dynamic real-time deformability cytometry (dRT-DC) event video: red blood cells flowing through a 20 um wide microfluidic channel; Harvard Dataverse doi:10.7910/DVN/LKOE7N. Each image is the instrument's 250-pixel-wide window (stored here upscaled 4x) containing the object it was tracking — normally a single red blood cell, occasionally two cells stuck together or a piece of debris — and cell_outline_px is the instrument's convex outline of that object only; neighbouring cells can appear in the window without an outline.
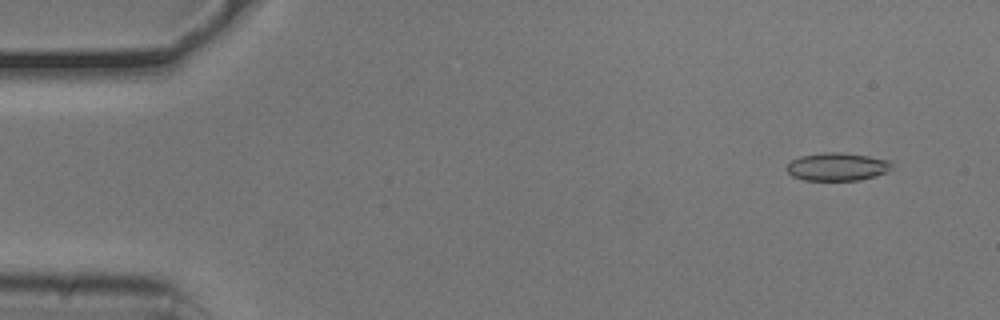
{"species": "common noctule bat (a hibernating species)", "species_latin": "Nyctalus noctula", "temperature_condition": "cold", "stored_images_in_passage": 11, "camera_frame_rate_fps": 3000, "um_per_image_px": 0.085, "animal": {"sex": "male", "body_mass_g": 20.5, "forearm_length_mm": 52.5}, "frame": {"image": 1, "passage_image": 4, "time_ms": 1.0, "image_size_px": [1000, 320], "cell_outline_px": [[892, 168], [888, 172], [876, 176], [860, 180], [804, 180], [792, 176], [788, 172], [788, 164], [792, 160], [800, 156], [824, 152], [840, 152], [868, 156], [888, 160], [892, 164]], "centroid_in_image_um": [71.19, 14.17], "position_along_channel_um": 13.8, "area_um2": 17.11}}